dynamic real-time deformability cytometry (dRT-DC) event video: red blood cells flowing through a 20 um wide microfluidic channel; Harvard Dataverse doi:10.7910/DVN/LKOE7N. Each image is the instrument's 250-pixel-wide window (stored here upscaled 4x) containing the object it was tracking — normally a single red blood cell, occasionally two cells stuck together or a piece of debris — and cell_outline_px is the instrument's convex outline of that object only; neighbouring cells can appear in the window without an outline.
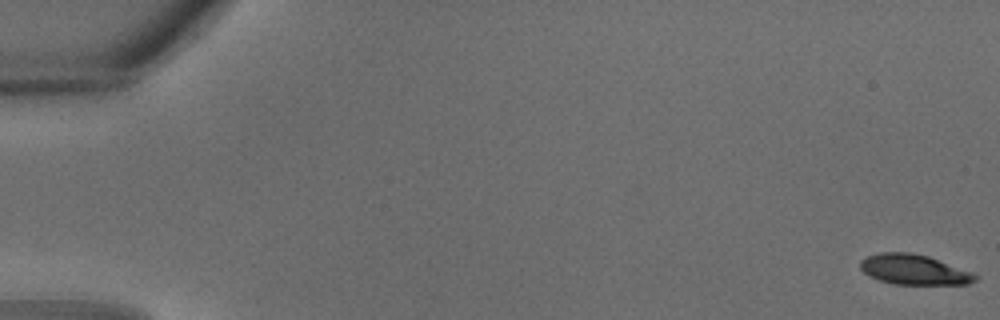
{"species": "common noctule bat (a hibernating species)", "species_latin": "Nyctalus noctula", "temperature_condition": "warm", "stored_images_in_passage": 34, "camera_frame_rate_fps": 3000, "um_per_image_px": 0.085, "animal": {"sex": "male", "body_mass_g": 18.8}, "frame": {"image": 1, "passage_image": 1, "time_ms": 0.0, "image_size_px": [1000, 320], "cell_outline_px": [[976, 280], [968, 284], [892, 284], [880, 280], [864, 272], [860, 268], [860, 260], [868, 256], [880, 252], [908, 252], [928, 256], [972, 272], [976, 276]], "centroid_in_image_um": [77.67, 22.91], "position_along_channel_um": 7.3, "area_um2": 19.94}}
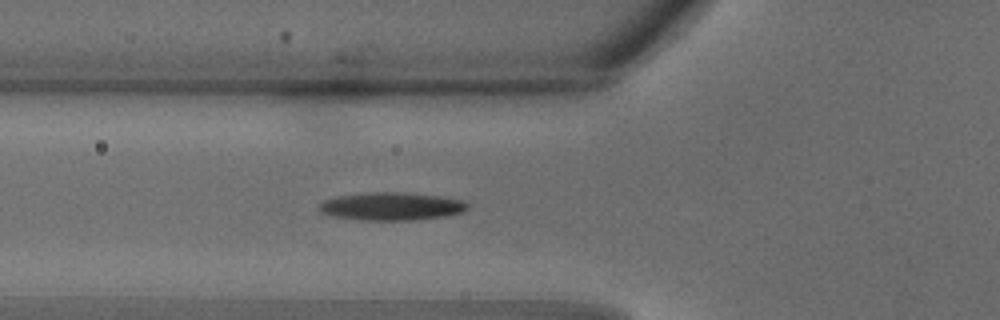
{"frame": {"image": 2, "passage_image": 13, "time_ms": 4.0, "image_size_px": [1000, 320], "cell_outline_px": [[468, 208], [460, 212], [448, 216], [412, 220], [360, 220], [332, 216], [320, 212], [320, 204], [324, 200], [336, 196], [368, 192], [404, 192], [440, 196], [464, 200], [468, 204]], "centroid_in_image_um": [33.28, 17.53], "position_along_channel_um": 92.5, "area_um2": 24.28}}
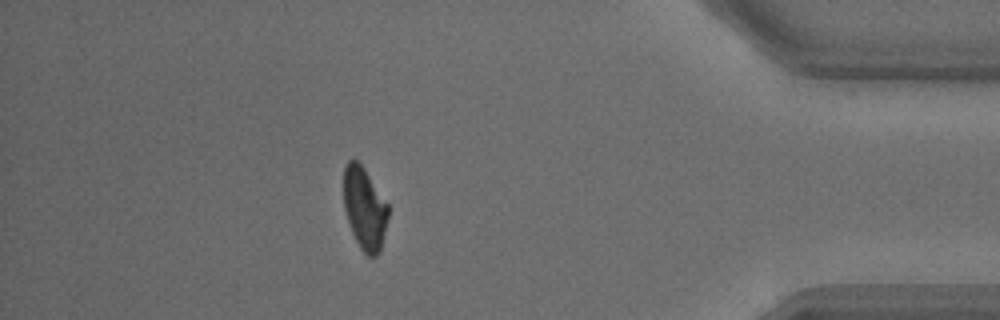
{"frame": {"image": 3, "passage_image": 30, "time_ms": 9.667, "image_size_px": [1000, 320], "cell_outline_px": [[388, 220], [380, 252], [376, 256], [368, 256], [360, 248], [352, 232], [344, 208], [344, 164], [348, 160], [356, 160], [364, 168], [388, 204]], "centroid_in_image_um": [30.99, 17.72], "position_along_channel_um": 404.2, "area_um2": 21.27}}